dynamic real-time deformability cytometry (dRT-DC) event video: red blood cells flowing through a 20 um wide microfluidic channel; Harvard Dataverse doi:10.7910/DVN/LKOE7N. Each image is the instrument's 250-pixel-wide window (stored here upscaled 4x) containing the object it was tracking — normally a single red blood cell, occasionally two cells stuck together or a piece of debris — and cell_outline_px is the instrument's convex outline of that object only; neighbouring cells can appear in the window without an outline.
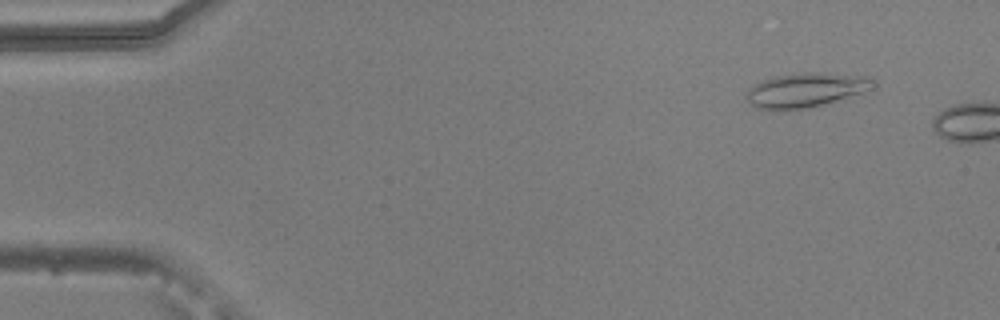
{"species": "common noctule bat (a hibernating species)", "species_latin": "Nyctalus noctula", "temperature_condition": "warm", "stored_images_in_passage": 8, "camera_frame_rate_fps": 3000, "um_per_image_px": 0.085, "animal": {"sex": "male", "body_mass_g": 20.5, "forearm_length_mm": 52.5}, "frame": {"image": 1, "passage_image": 5, "time_ms": 1.333, "image_size_px": [1000, 320], "cell_outline_px": [[876, 84], [860, 92], [808, 108], [784, 112], [756, 108], [744, 96], [748, 88], [764, 80], [776, 76], [804, 72], [816, 72], [864, 76], [872, 80]], "centroid_in_image_um": [68.37, 7.67], "position_along_channel_um": 16.6, "area_um2": 25.03}}